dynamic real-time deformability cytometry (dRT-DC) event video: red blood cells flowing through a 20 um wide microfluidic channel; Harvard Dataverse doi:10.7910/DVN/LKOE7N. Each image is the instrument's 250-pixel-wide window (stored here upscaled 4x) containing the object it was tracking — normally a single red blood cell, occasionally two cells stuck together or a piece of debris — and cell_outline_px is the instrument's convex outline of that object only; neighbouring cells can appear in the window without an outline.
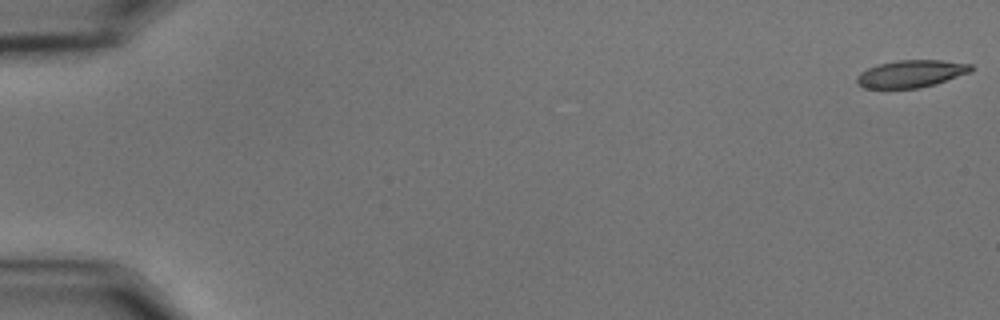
{"species": "common noctule bat (a hibernating species)", "species_latin": "Nyctalus noctula", "temperature_condition": "cold", "stored_images_in_passage": 58, "camera_frame_rate_fps": 3000, "um_per_image_px": 0.085, "animal": {"sex": "male", "body_mass_g": 15.6}, "frame": {"image": 1, "passage_image": 1, "time_ms": 0.0, "image_size_px": [1000, 320], "cell_outline_px": [[972, 68], [968, 72], [936, 84], [920, 88], [864, 88], [856, 84], [856, 76], [860, 72], [868, 68], [880, 64], [896, 60], [940, 60], [972, 64]], "centroid_in_image_um": [77.39, 6.27], "position_along_channel_um": 7.6, "area_um2": 18.09}}
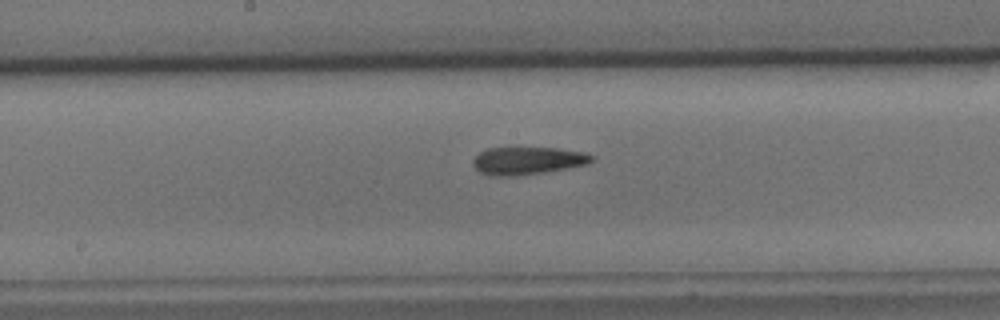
{"frame": {"image": 2, "passage_image": 31, "time_ms": 10.0, "image_size_px": [1000, 320], "cell_outline_px": [[596, 156], [588, 164], [544, 172], [516, 176], [488, 176], [480, 172], [472, 164], [472, 160], [480, 152], [488, 148], [560, 148], [584, 152]], "centroid_in_image_um": [44.85, 13.66], "position_along_channel_um": 203.4, "area_um2": 19.19}}
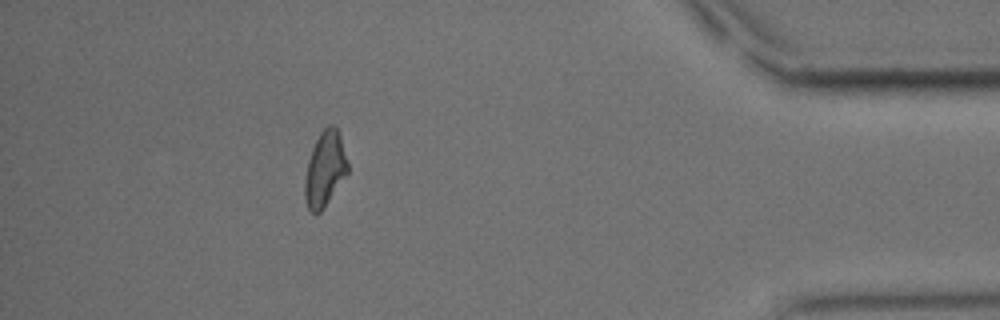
{"frame": {"image": 3, "passage_image": 52, "time_ms": 17.0, "image_size_px": [1000, 320], "cell_outline_px": [[348, 172], [320, 212], [316, 216], [308, 208], [304, 196], [304, 180], [308, 160], [312, 148], [320, 132], [328, 124], [332, 124], [340, 132], [348, 164]], "centroid_in_image_um": [27.61, 14.34], "position_along_channel_um": 407.6, "area_um2": 18.73}, "authors_computed_cell_mechanics": {"area_um2": 19.1029, "velocity_mm_per_s": 3.5357, "shape_relaxation_time_tau1_ms": 8.3197, "shape_relaxation_time_tau2_ms": 4.8663, "deformation_change_tau1": 0.1972, "deformation_change_tau2": 0.1278}}